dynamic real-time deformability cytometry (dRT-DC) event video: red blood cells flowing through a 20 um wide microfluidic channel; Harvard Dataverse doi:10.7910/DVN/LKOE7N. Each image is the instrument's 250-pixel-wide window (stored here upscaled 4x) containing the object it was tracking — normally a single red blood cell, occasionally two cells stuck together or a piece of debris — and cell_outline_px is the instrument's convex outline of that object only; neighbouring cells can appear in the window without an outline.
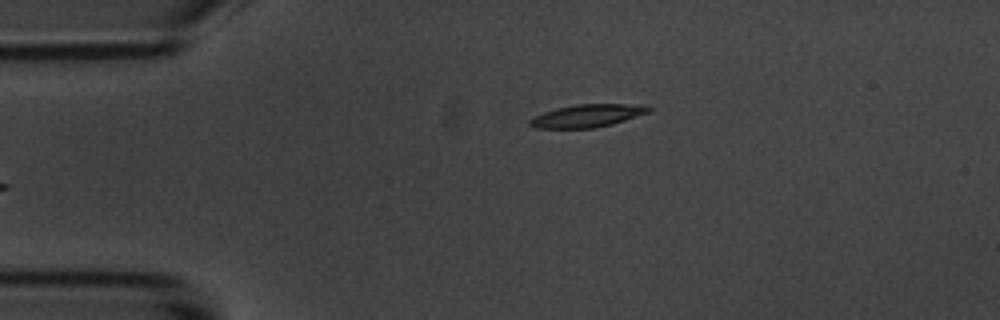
{"species": "common noctule bat (a hibernating species)", "species_latin": "Nyctalus noctula", "temperature_condition": "room temperature", "stored_images_in_passage": 5, "camera_frame_rate_fps": 3000, "um_per_image_px": 0.085, "animal": {"sex": "male", "body_mass_g": 20.1, "forearm_length_mm": 53.5}, "frame": {"image": 1, "passage_image": 5, "time_ms": 4.667, "image_size_px": [1000, 320], "cell_outline_px": [[652, 108], [648, 112], [612, 124], [596, 128], [536, 128], [528, 124], [528, 120], [544, 112], [556, 108], [576, 104], [624, 104]], "centroid_in_image_um": [49.83, 9.85], "position_along_channel_um": 35.2, "area_um2": 15.43}}